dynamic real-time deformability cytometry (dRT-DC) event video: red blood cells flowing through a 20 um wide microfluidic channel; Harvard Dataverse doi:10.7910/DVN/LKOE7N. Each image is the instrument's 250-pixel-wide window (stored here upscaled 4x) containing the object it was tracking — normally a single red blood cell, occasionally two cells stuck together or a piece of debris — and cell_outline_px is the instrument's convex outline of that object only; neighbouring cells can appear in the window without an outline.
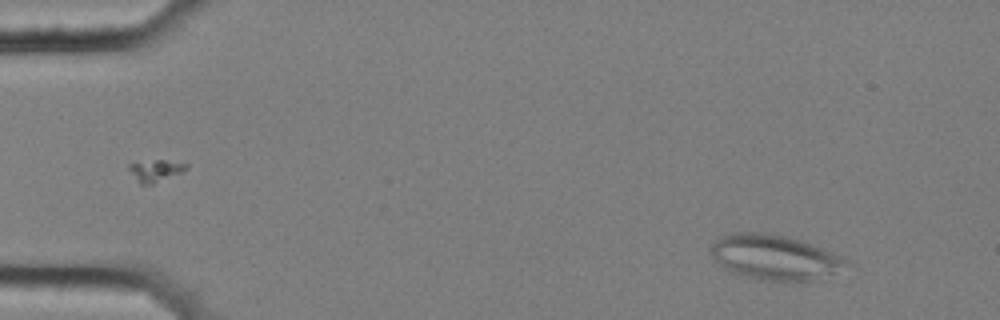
{"species": "common noctule bat (a hibernating species)", "species_latin": "Nyctalus noctula", "temperature_condition": "cold", "stored_images_in_passage": 13, "camera_frame_rate_fps": 3000, "um_per_image_px": 0.085, "animal": {"sex": "female", "body_mass_g": 25.1}, "frame": {"image": 1, "passage_image": 1, "time_ms": 0.0, "image_size_px": [1000, 320], "cell_outline_px": [[856, 260], [832, 272], [812, 280], [760, 280], [744, 276], [732, 272], [724, 268], [712, 256], [712, 244], [720, 236], [732, 232], [764, 232], [788, 236], [804, 240]], "centroid_in_image_um": [65.89, 21.83], "position_along_channel_um": 19.1, "area_um2": 35.6}}